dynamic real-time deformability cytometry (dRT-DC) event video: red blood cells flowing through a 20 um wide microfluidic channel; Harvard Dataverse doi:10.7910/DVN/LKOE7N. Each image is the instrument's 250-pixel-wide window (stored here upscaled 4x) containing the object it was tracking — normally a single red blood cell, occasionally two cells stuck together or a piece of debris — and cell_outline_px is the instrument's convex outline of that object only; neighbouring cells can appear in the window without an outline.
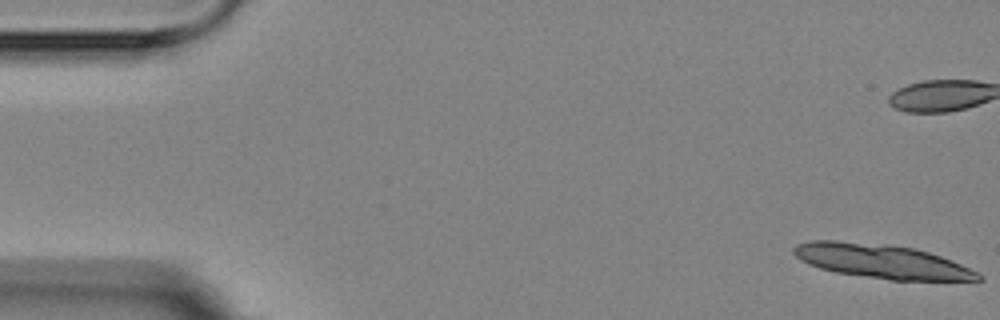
{"species": "Egyptian fruit bat (a non-hibernating species)", "species_latin": "Rousettus aegyptiacus", "temperature_condition": "room temperature", "stored_images_in_passage": 4, "camera_frame_rate_fps": 3000, "um_per_image_px": 0.085, "animal": {"sex": "female"}, "frame": {"image": 1, "passage_image": 1, "time_ms": 0.0, "image_size_px": [1000, 320], "cell_outline_px": [[984, 280], [976, 284], [892, 280], [836, 272], [820, 268], [808, 264], [800, 260], [792, 252], [792, 248], [796, 244], [808, 240], [836, 240], [888, 244], [916, 248], [940, 256], [960, 264], [984, 276]], "centroid_in_image_um": [75.1, 22.25], "position_along_channel_um": 9.9, "area_um2": 37.92}}